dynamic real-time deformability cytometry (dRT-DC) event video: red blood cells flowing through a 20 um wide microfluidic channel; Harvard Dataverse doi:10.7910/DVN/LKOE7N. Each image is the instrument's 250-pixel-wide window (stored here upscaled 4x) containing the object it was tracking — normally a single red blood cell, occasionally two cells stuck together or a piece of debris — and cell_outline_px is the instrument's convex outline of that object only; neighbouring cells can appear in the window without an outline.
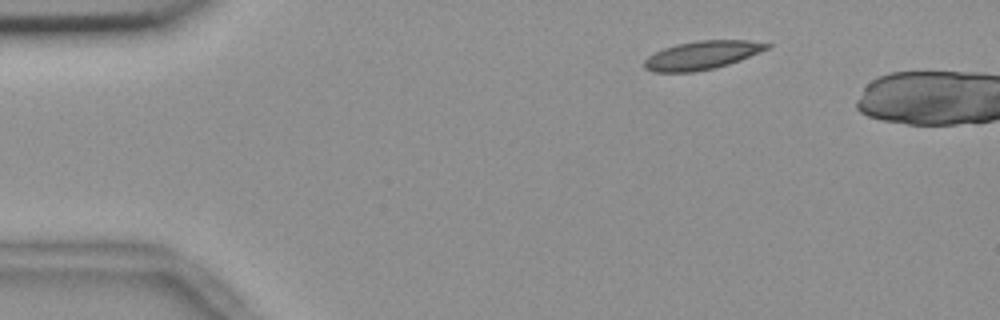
{"species": "common noctule bat (a hibernating species)", "species_latin": "Nyctalus noctula", "temperature_condition": "room temperature", "stored_images_in_passage": 2, "camera_frame_rate_fps": 3000, "um_per_image_px": 0.085, "animal": {"sex": "female", "body_mass_g": 18.4}, "frame": {"image": 1, "passage_image": 1, "time_ms": 0.0, "image_size_px": [1000, 320], "cell_outline_px": [[772, 44], [768, 48], [740, 60], [716, 68], [692, 72], [652, 72], [644, 68], [644, 60], [648, 56], [664, 48], [676, 44], [696, 40], [748, 40]], "centroid_in_image_um": [59.64, 4.69], "position_along_channel_um": 25.4, "area_um2": 20.29}}